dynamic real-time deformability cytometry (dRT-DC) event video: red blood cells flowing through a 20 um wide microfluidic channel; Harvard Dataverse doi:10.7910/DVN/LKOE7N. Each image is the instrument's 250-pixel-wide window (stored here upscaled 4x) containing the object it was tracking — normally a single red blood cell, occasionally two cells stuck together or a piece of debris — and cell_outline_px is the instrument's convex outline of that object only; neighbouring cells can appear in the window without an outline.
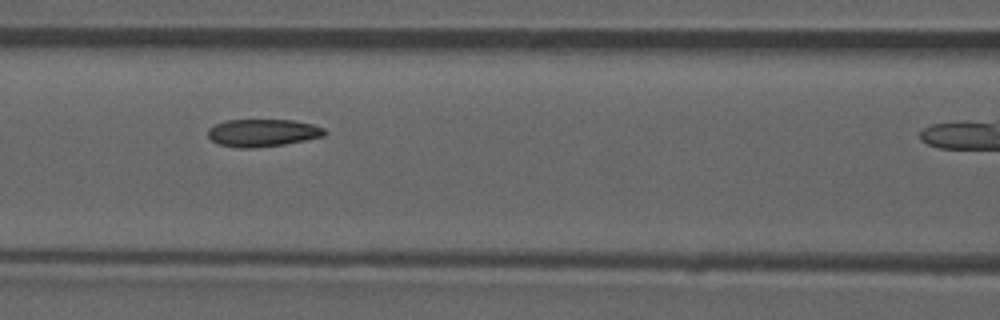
{"species": "common noctule bat (a hibernating species)", "species_latin": "Nyctalus noctula", "temperature_condition": "room temperature", "stored_images_in_passage": 38, "camera_frame_rate_fps": 3000, "um_per_image_px": 0.085, "animal": {"sex": "male", "forearm_length_mm": 52.5}, "frame": {"image": 1, "passage_image": 17, "time_ms": 5.333, "image_size_px": [1000, 320], "cell_outline_px": [[328, 132], [324, 136], [284, 144], [256, 148], [240, 148], [216, 144], [208, 136], [208, 128], [216, 124], [228, 120], [292, 120], [312, 124], [324, 128]], "centroid_in_image_um": [22.32, 11.29], "position_along_channel_um": 144.3, "area_um2": 18.73}}